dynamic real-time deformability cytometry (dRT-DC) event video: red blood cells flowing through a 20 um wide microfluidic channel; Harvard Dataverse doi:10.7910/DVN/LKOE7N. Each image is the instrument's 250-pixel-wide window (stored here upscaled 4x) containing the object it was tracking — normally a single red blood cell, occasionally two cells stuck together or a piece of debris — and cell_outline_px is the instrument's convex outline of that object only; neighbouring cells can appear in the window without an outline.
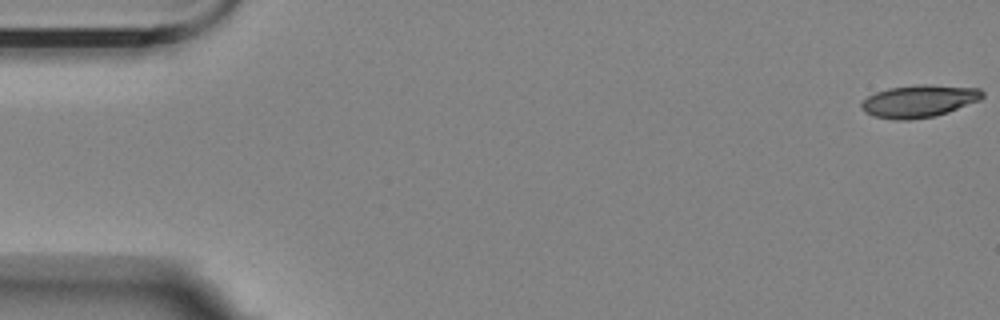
{"species": "Egyptian fruit bat (a non-hibernating species)", "species_latin": "Rousettus aegyptiacus", "temperature_condition": "room temperature", "stored_images_in_passage": 9, "camera_frame_rate_fps": 3000, "um_per_image_px": 0.085, "animal": {"sex": "female"}, "frame": {"image": 1, "passage_image": 1, "time_ms": 0.0, "image_size_px": [1000, 320], "cell_outline_px": [[984, 96], [980, 100], [948, 112], [936, 116], [908, 120], [896, 120], [872, 116], [864, 112], [860, 108], [860, 100], [876, 92], [888, 88], [920, 84], [928, 84], [980, 88], [984, 92]], "centroid_in_image_um": [78.09, 8.59], "position_along_channel_um": 6.9, "area_um2": 23.18}}